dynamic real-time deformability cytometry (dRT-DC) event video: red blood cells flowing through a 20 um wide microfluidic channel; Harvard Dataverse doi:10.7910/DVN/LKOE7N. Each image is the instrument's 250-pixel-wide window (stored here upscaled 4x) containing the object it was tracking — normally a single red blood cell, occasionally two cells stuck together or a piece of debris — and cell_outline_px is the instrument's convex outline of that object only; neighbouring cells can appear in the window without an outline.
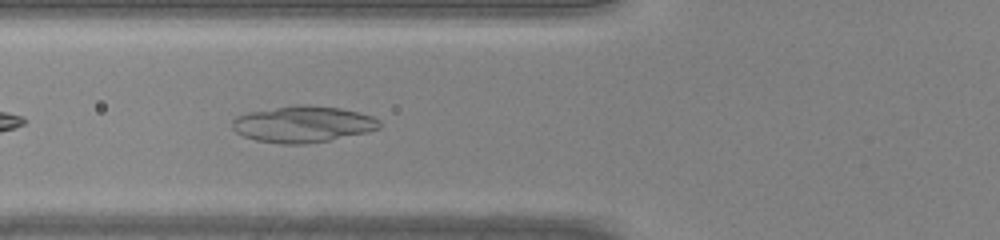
{"species": "common noctule bat (a hibernating species)", "species_latin": "Nyctalus noctula", "temperature_condition": "warm", "stored_images_in_passage": 20, "camera_frame_rate_fps": 3000, "um_per_image_px": 0.085, "animal": {"sex": "male", "body_mass_g": 20.0, "forearm_length_mm": 53.3}, "frame": {"image": 1, "passage_image": 4, "time_ms": 1.0, "image_size_px": [1000, 240], "cell_outline_px": [[380, 128], [368, 132], [328, 140], [304, 144], [280, 144], [256, 140], [244, 136], [236, 132], [232, 128], [232, 120], [236, 116], [248, 112], [304, 104], [340, 108], [372, 116], [380, 120]], "centroid_in_image_um": [25.74, 10.56], "position_along_channel_um": 100.1, "area_um2": 30.98}}
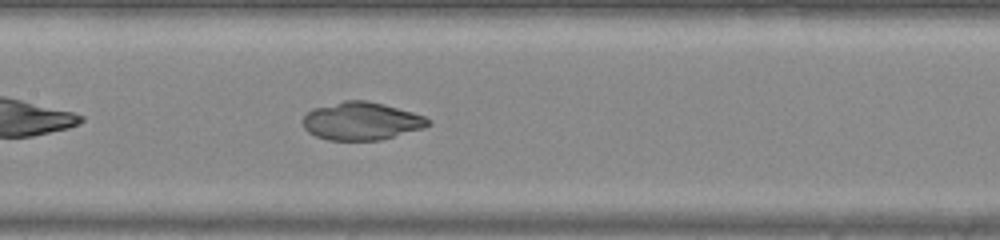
{"frame": {"image": 2, "passage_image": 9, "time_ms": 2.667, "image_size_px": [1000, 240], "cell_outline_px": [[432, 124], [424, 128], [380, 140], [328, 140], [316, 136], [308, 132], [304, 128], [304, 116], [312, 108], [344, 100], [368, 100], [384, 104], [412, 112], [424, 116], [432, 120]], "centroid_in_image_um": [30.74, 10.29], "position_along_channel_um": 176.7, "area_um2": 27.74}}
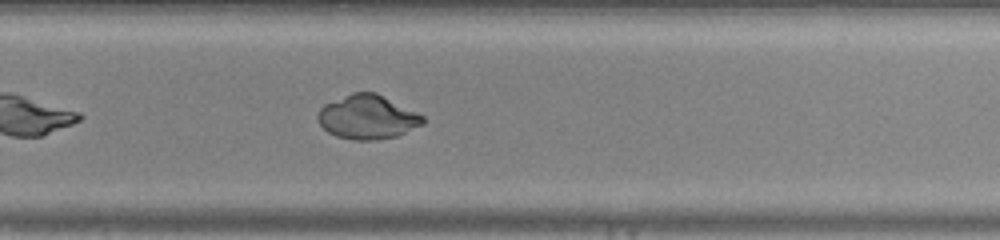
{"frame": {"image": 3, "passage_image": 17, "time_ms": 5.333, "image_size_px": [1000, 240], "cell_outline_px": [[424, 124], [396, 136], [376, 140], [352, 140], [336, 136], [328, 132], [316, 120], [316, 116], [320, 108], [324, 104], [352, 92], [376, 92], [424, 116]], "centroid_in_image_um": [31.21, 9.95], "position_along_channel_um": 298.6, "area_um2": 26.99}}